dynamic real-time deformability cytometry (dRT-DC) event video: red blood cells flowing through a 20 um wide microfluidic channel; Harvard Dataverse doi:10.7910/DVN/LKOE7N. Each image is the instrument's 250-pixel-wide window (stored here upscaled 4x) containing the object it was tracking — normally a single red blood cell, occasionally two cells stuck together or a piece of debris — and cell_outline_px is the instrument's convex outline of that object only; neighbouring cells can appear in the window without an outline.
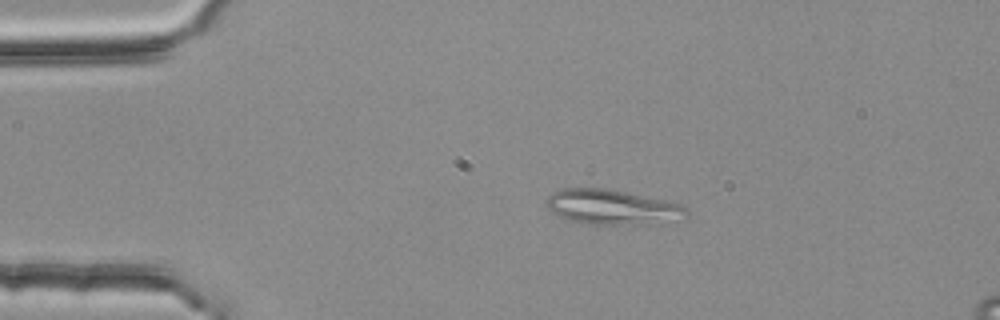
{"species": "common noctule bat (a hibernating species)", "species_latin": "Nyctalus noctula", "temperature_condition": "room temperature", "stored_images_in_passage": 5, "camera_frame_rate_fps": 3000, "um_per_image_px": 0.085, "animal": {"sex": "female", "body_mass_g": 25.1}, "frame": {"image": 1, "passage_image": 3, "time_ms": 0.667, "image_size_px": [1000, 320], "cell_outline_px": [[688, 216], [684, 220], [648, 224], [592, 224], [572, 220], [560, 216], [552, 212], [544, 204], [548, 196], [552, 192], [564, 188], [604, 188], [664, 200], [680, 204], [688, 208]], "centroid_in_image_um": [52.08, 17.61], "position_along_channel_um": 32.9, "area_um2": 28.5}}